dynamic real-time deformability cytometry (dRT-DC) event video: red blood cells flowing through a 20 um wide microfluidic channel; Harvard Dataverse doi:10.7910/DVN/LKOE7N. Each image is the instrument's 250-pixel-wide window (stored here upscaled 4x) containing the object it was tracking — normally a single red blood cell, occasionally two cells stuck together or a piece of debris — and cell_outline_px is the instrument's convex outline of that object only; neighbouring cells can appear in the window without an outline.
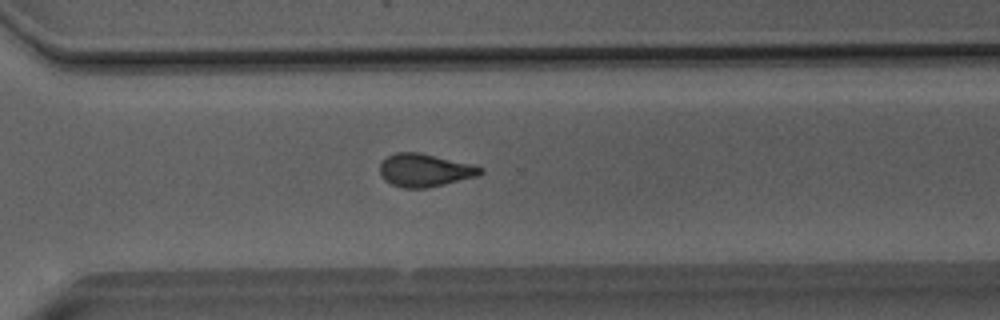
{"species": "Egyptian fruit bat (a non-hibernating species)", "species_latin": "Rousettus aegyptiacus", "temperature_condition": "room temperature", "stored_images_in_passage": 49, "camera_frame_rate_fps": 3000, "um_per_image_px": 0.085, "animal": {"sex": "male"}, "frame": {"image": 1, "passage_image": 36, "time_ms": 11.667, "image_size_px": [1000, 320], "cell_outline_px": [[484, 172], [476, 176], [428, 188], [404, 188], [392, 184], [384, 180], [380, 176], [380, 164], [388, 156], [396, 152], [420, 152], [472, 164], [484, 168]], "centroid_in_image_um": [36.1, 14.46], "position_along_channel_um": 334.5, "area_um2": 19.31}}
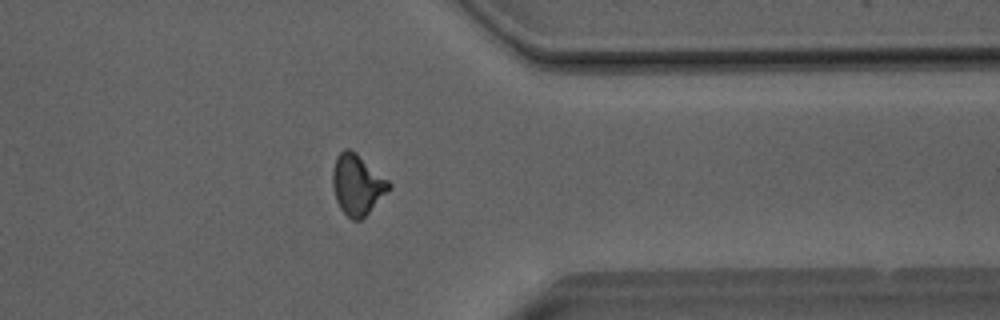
{"frame": {"image": 2, "passage_image": 40, "time_ms": 13.0, "image_size_px": [1000, 320], "cell_outline_px": [[392, 184], [368, 212], [360, 220], [352, 220], [340, 208], [336, 200], [332, 184], [332, 172], [336, 156], [344, 148], [348, 148], [356, 152], [388, 180]], "centroid_in_image_um": [30.32, 15.65], "position_along_channel_um": 381.1, "area_um2": 19.42}}
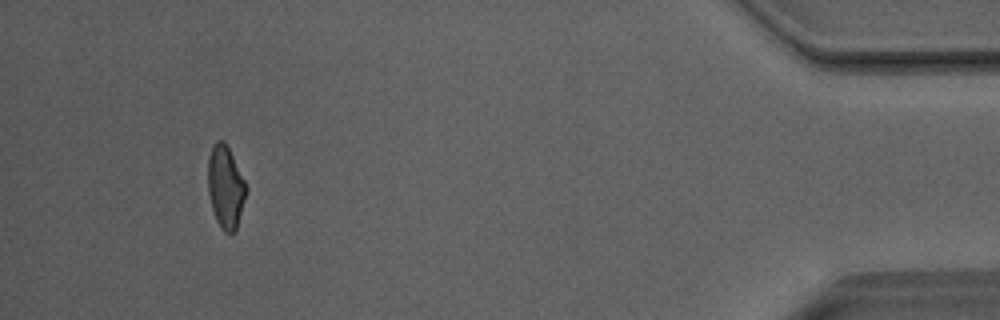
{"frame": {"image": 3, "passage_image": 47, "time_ms": 15.333, "image_size_px": [1000, 320], "cell_outline_px": [[248, 188], [236, 228], [232, 236], [228, 236], [224, 232], [216, 220], [212, 208], [208, 192], [208, 156], [212, 144], [216, 140], [224, 140]], "centroid_in_image_um": [19.15, 15.91], "position_along_channel_um": 416.0, "area_um2": 18.38}}